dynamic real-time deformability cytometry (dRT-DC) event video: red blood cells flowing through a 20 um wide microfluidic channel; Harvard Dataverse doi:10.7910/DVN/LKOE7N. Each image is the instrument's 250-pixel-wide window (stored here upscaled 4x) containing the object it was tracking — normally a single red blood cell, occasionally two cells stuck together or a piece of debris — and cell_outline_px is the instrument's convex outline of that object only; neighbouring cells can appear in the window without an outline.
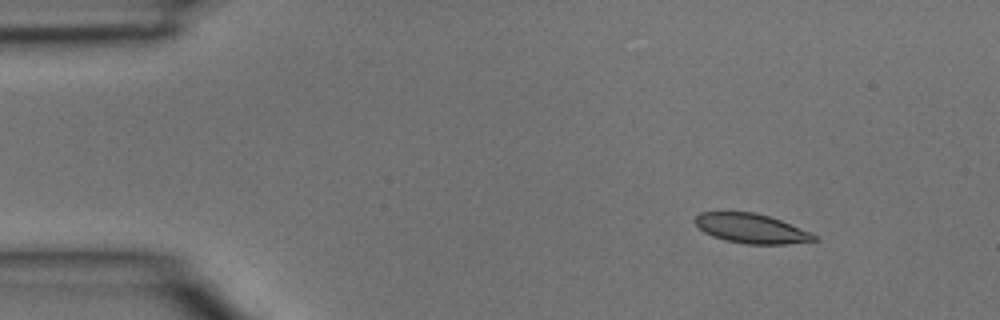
{"species": "common noctule bat (a hibernating species)", "species_latin": "Nyctalus noctula", "temperature_condition": "room temperature", "stored_images_in_passage": 3, "camera_frame_rate_fps": 3000, "um_per_image_px": 0.085, "animal": {"sex": "male", "body_mass_g": 15.6}, "frame": {"image": 1, "passage_image": 1, "time_ms": 0.0, "image_size_px": [1000, 320], "cell_outline_px": [[820, 240], [784, 244], [748, 244], [724, 240], [712, 236], [704, 232], [696, 224], [696, 216], [700, 212], [752, 212], [768, 216], [780, 220], [808, 232], [816, 236]], "centroid_in_image_um": [63.84, 19.43], "position_along_channel_um": 21.2, "area_um2": 20.11}}